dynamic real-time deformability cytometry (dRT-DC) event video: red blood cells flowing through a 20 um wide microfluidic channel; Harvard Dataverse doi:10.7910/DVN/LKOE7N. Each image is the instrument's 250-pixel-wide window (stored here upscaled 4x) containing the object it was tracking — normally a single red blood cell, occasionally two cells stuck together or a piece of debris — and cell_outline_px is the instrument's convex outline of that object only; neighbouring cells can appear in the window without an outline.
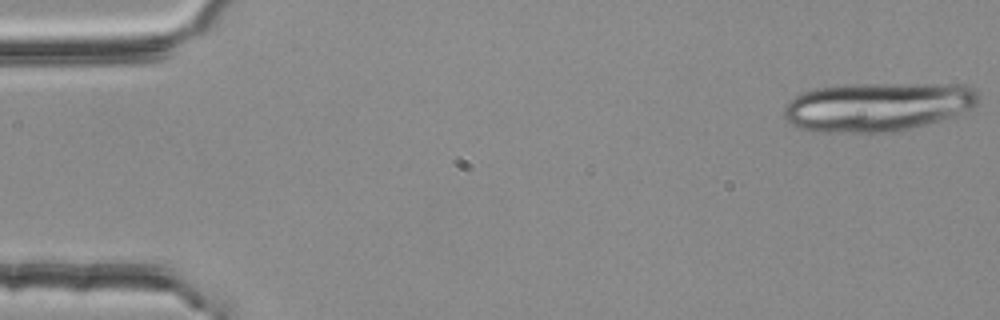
{"species": "common noctule bat (a hibernating species)", "species_latin": "Nyctalus noctula", "temperature_condition": "room temperature", "stored_images_in_passage": 19, "camera_frame_rate_fps": 3000, "um_per_image_px": 0.085, "animal": {"sex": "female", "body_mass_g": 25.1}, "frame": {"image": 1, "passage_image": 1, "time_ms": 0.0, "image_size_px": [1000, 320], "cell_outline_px": [[980, 104], [972, 108], [952, 116], [924, 124], [908, 128], [880, 132], [828, 132], [796, 128], [784, 116], [784, 108], [796, 96], [804, 92], [816, 88], [856, 84], [964, 84], [972, 88], [976, 92], [980, 100]], "centroid_in_image_um": [74.62, 9.06], "position_along_channel_um": 10.4, "area_um2": 54.85}}